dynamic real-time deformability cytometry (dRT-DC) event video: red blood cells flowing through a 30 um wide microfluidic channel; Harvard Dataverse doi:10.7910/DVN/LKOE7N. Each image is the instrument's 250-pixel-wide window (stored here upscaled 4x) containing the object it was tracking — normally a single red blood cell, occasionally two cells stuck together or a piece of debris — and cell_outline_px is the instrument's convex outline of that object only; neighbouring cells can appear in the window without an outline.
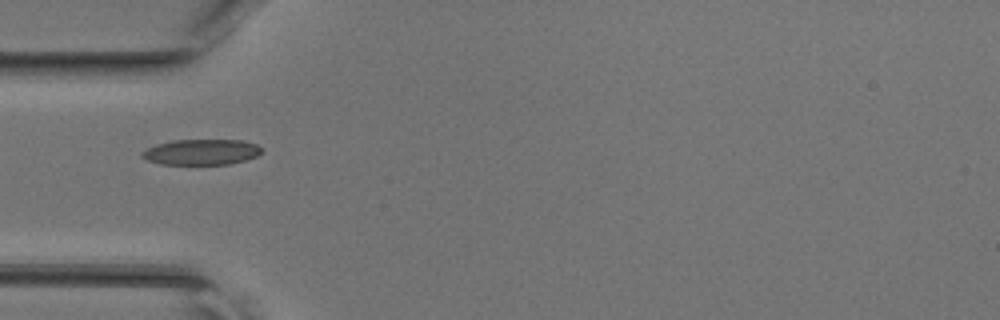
{"species": "common noctule bat (a hibernating species)", "species_latin": "Nyctalus noctula", "temperature_condition": "room temperature", "stored_images_in_passage": 32, "camera_frame_rate_fps": 3000, "um_per_image_px": 0.085, "animal": {"sex": "female", "body_mass_g": 17.0, "forearm_length_mm": 48.0}, "frame": {"image": 1, "passage_image": 1, "time_ms": 0.0, "image_size_px": [1000, 320], "cell_outline_px": [[264, 152], [256, 156], [244, 160], [228, 164], [160, 164], [148, 160], [140, 156], [140, 152], [156, 144], [172, 140], [240, 140], [256, 144]], "centroid_in_image_um": [17.09, 12.92], "position_along_channel_um": 67.9, "area_um2": 17.8}}
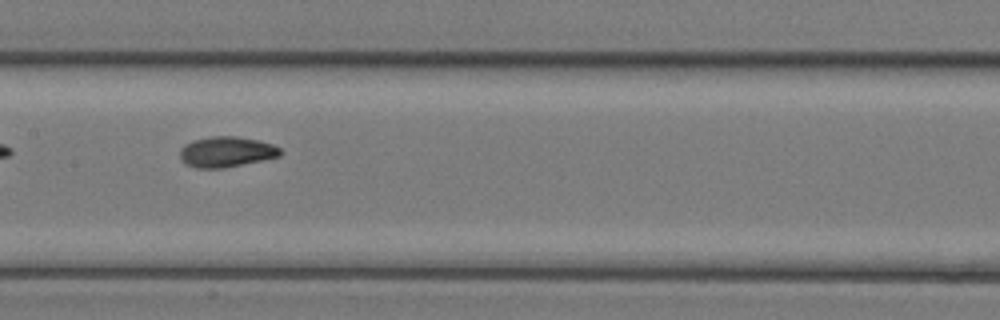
{"frame": {"image": 2, "passage_image": 9, "time_ms": 2.667, "image_size_px": [1000, 320], "cell_outline_px": [[284, 152], [280, 156], [224, 168], [196, 168], [184, 164], [180, 160], [180, 148], [184, 144], [192, 140], [212, 136], [236, 136], [260, 140], [272, 144], [280, 148]], "centroid_in_image_um": [19.22, 12.9], "position_along_channel_um": 188.2, "area_um2": 18.09}}
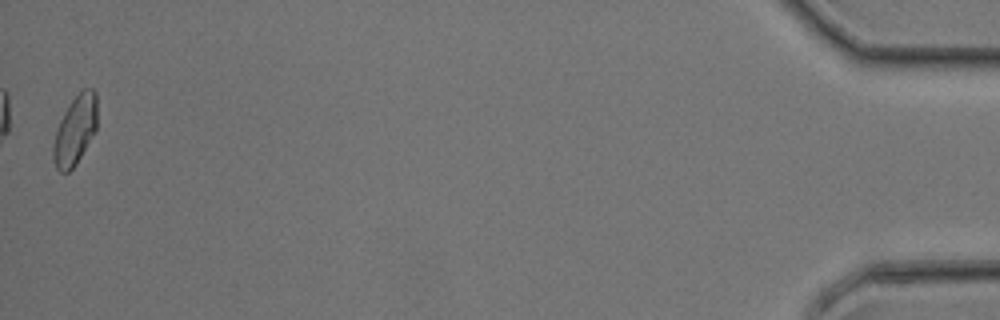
{"frame": {"image": 3, "passage_image": 32, "time_ms": 10.333, "image_size_px": [1000, 320], "cell_outline_px": [[96, 132], [76, 164], [68, 172], [60, 172], [56, 168], [52, 160], [52, 144], [60, 120], [64, 112], [72, 100], [84, 88], [92, 88], [96, 92]], "centroid_in_image_um": [6.37, 11.1], "position_along_channel_um": 428.8, "area_um2": 17.74}}